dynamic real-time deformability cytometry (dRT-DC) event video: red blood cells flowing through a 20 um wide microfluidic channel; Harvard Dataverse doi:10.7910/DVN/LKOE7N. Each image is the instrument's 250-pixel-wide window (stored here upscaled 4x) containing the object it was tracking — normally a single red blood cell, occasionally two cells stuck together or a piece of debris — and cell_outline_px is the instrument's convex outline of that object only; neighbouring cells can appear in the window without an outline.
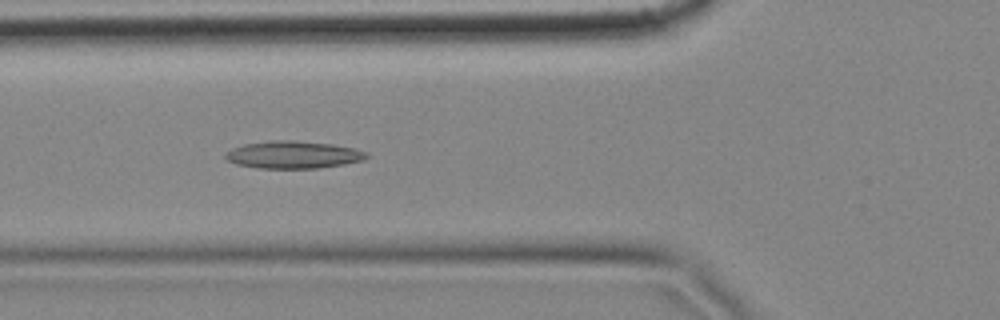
{"species": "common noctule bat (a hibernating species)", "species_latin": "Nyctalus noctula", "temperature_condition": "cold", "stored_images_in_passage": 57, "camera_frame_rate_fps": 3000, "um_per_image_px": 0.085, "animal": {"sex": "female", "body_mass_g": 18.4}, "frame": {"image": 1, "passage_image": 20, "time_ms": 6.333, "image_size_px": [1000, 320], "cell_outline_px": [[368, 156], [364, 160], [344, 164], [316, 168], [256, 168], [236, 164], [228, 160], [224, 156], [232, 148], [244, 144], [272, 140], [292, 140], [332, 144], [356, 148], [368, 152]], "centroid_in_image_um": [24.95, 13.15], "position_along_channel_um": 100.9, "area_um2": 22.54}}
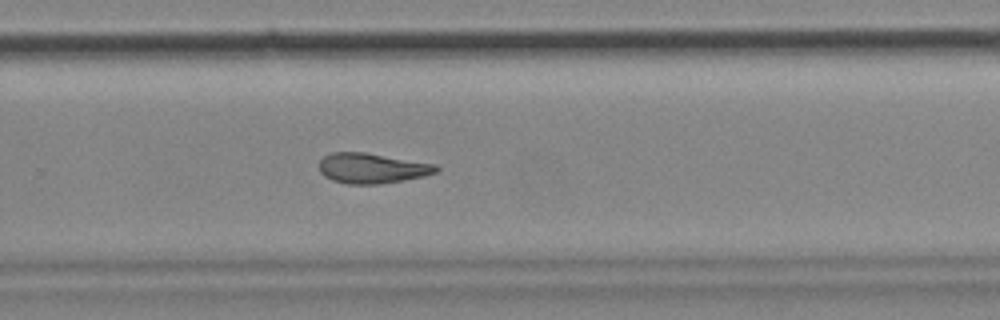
{"frame": {"image": 2, "passage_image": 37, "time_ms": 12.0, "image_size_px": [1000, 320], "cell_outline_px": [[440, 168], [436, 172], [424, 176], [404, 180], [380, 184], [348, 184], [332, 180], [324, 176], [320, 172], [320, 160], [324, 156], [332, 152], [364, 152], [436, 164]], "centroid_in_image_um": [31.62, 14.3], "position_along_channel_um": 298.2, "area_um2": 20.58}}
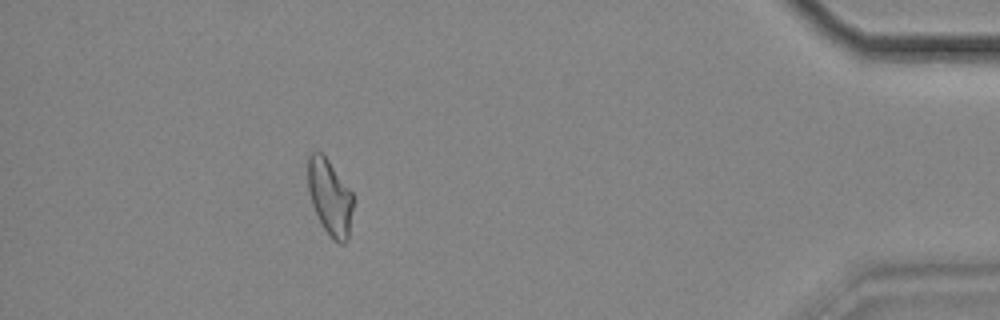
{"frame": {"image": 3, "passage_image": 51, "time_ms": 16.667, "image_size_px": [1000, 320], "cell_outline_px": [[352, 208], [348, 240], [344, 244], [340, 244], [332, 240], [324, 228], [312, 204], [308, 192], [308, 156], [312, 152], [320, 152], [328, 160], [352, 192]], "centroid_in_image_um": [28.03, 16.79], "position_along_channel_um": 407.2, "area_um2": 19.71}, "authors_computed_cell_mechanics": {"area_um2": 20.9814, "velocity_mm_per_s": 3.4913, "shape_relaxation_time_tau1_ms": null, "shape_relaxation_time_tau2_ms": 5.3432, "deformation_change_tau1": null, "deformation_change_tau2": 0.1372}}